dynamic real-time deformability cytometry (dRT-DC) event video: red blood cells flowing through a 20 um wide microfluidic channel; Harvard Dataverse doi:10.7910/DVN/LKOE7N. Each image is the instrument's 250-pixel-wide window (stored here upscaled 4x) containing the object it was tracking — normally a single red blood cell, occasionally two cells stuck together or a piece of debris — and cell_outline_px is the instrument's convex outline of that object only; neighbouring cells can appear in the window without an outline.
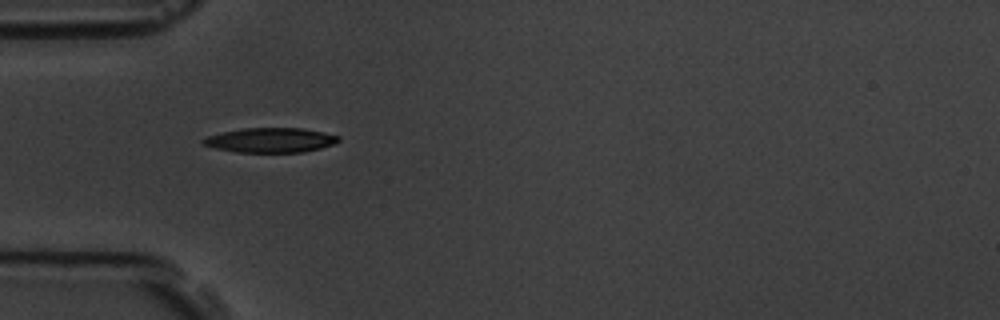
{"species": "common noctule bat (a hibernating species)", "species_latin": "Nyctalus noctula", "temperature_condition": "room temperature", "stored_images_in_passage": 6, "camera_frame_rate_fps": 3000, "um_per_image_px": 0.085, "animal": {"sex": "male", "body_mass_g": 19.5, "forearm_length_mm": 54.6}, "frame": {"image": 1, "passage_image": 1, "time_ms": 0.0, "image_size_px": [1000, 320], "cell_outline_px": [[340, 140], [336, 144], [304, 152], [236, 152], [212, 148], [200, 144], [200, 140], [208, 136], [224, 132], [244, 128], [300, 128], [324, 132], [340, 136]], "centroid_in_image_um": [22.99, 11.92], "position_along_channel_um": 62.0, "area_um2": 19.59}}
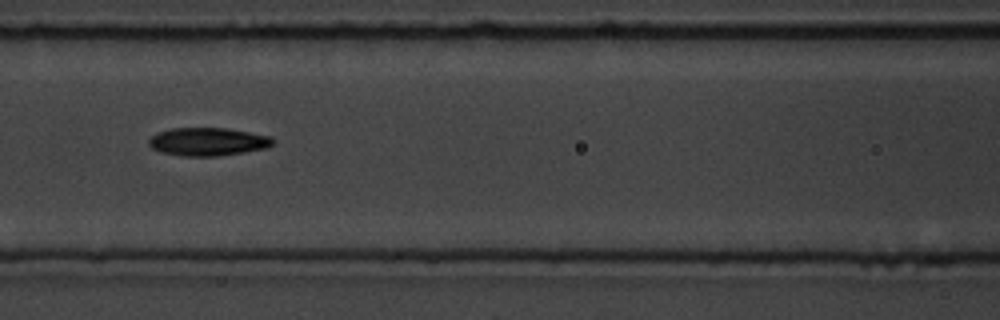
{"frame": {"image": 2, "passage_image": 3, "time_ms": 2.333, "image_size_px": [1000, 320], "cell_outline_px": [[276, 140], [268, 148], [244, 152], [216, 156], [184, 156], [160, 152], [152, 148], [148, 144], [148, 140], [156, 132], [172, 128], [228, 128], [272, 136]], "centroid_in_image_um": [17.68, 12.04], "position_along_channel_um": 148.9, "area_um2": 20.52}}
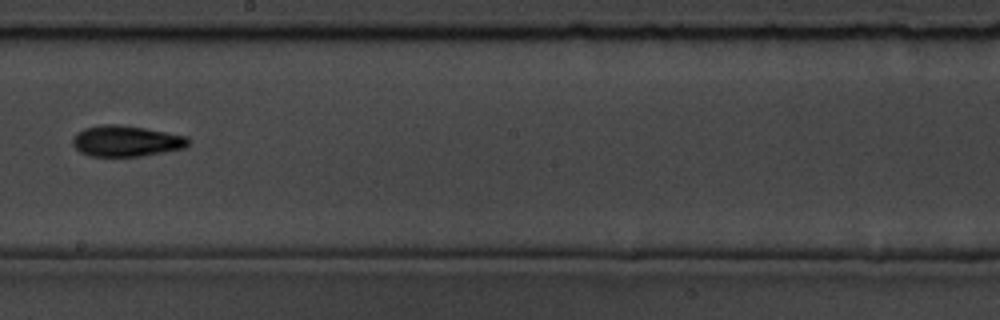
{"frame": {"image": 3, "passage_image": 5, "time_ms": 4.667, "image_size_px": [1000, 320], "cell_outline_px": [[192, 140], [188, 148], [140, 156], [88, 156], [80, 152], [72, 144], [72, 140], [76, 132], [84, 128], [100, 124], [116, 124], [144, 128], [188, 136]], "centroid_in_image_um": [10.75, 11.99], "position_along_channel_um": 237.4, "area_um2": 21.15}}